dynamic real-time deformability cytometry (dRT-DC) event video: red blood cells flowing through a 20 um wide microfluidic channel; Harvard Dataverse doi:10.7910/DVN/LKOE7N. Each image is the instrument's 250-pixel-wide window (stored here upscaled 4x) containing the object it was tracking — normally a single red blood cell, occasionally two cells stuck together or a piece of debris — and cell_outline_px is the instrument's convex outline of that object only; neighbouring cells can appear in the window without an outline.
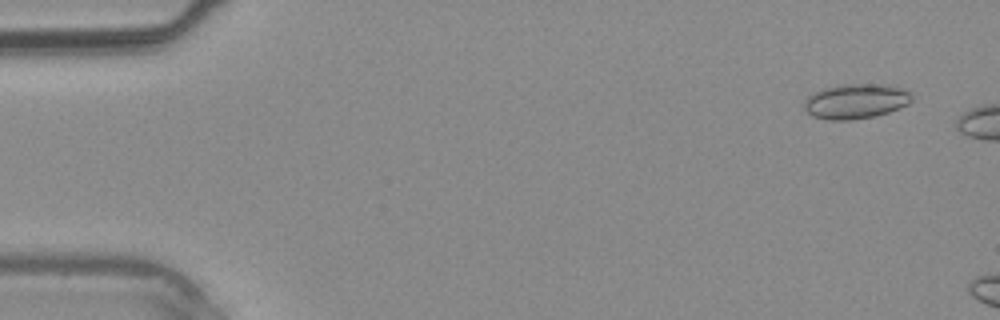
{"species": "common noctule bat (a hibernating species)", "species_latin": "Nyctalus noctula", "temperature_condition": "warm", "stored_images_in_passage": 3, "camera_frame_rate_fps": 3000, "um_per_image_px": 0.085, "animal": {"sex": "male", "body_mass_g": 20.4}, "frame": {"image": 1, "passage_image": 1, "time_ms": 0.0, "image_size_px": [1000, 320], "cell_outline_px": [[912, 100], [908, 104], [900, 108], [876, 116], [852, 120], [828, 120], [812, 116], [804, 108], [804, 100], [812, 92], [824, 88], [840, 84], [884, 84], [904, 88], [912, 96]], "centroid_in_image_um": [72.73, 8.6], "position_along_channel_um": 12.3, "area_um2": 22.14}}